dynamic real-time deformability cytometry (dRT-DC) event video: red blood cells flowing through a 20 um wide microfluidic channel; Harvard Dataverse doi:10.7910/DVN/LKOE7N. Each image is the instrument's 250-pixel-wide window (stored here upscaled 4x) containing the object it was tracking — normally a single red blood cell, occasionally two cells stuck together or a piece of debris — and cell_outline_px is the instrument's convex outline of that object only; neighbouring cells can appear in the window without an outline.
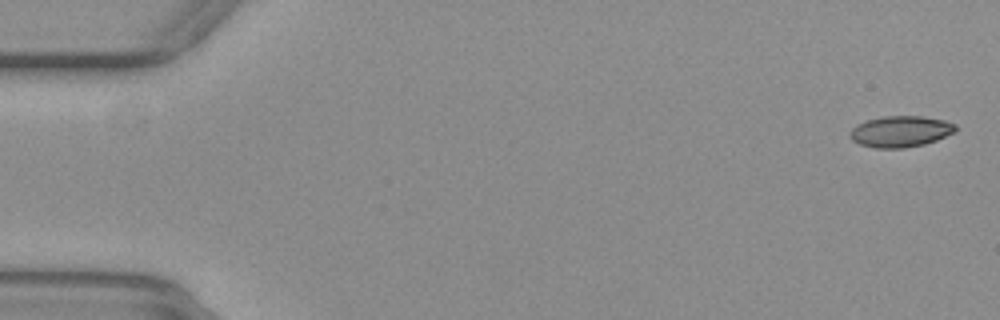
{"species": "common noctule bat (a hibernating species)", "species_latin": "Nyctalus noctula", "temperature_condition": "warm", "stored_images_in_passage": 51, "camera_frame_rate_fps": 3000, "um_per_image_px": 0.085, "animal": {"sex": "female", "body_mass_g": 29.2, "forearm_length_mm": 56.3}, "frame": {"image": 1, "passage_image": 2, "time_ms": 0.333, "image_size_px": [1000, 320], "cell_outline_px": [[956, 132], [936, 140], [924, 144], [904, 148], [876, 148], [860, 144], [852, 140], [848, 132], [852, 128], [868, 120], [884, 116], [924, 116], [944, 120], [956, 124]], "centroid_in_image_um": [76.57, 11.17], "position_along_channel_um": 8.4, "area_um2": 19.13}}
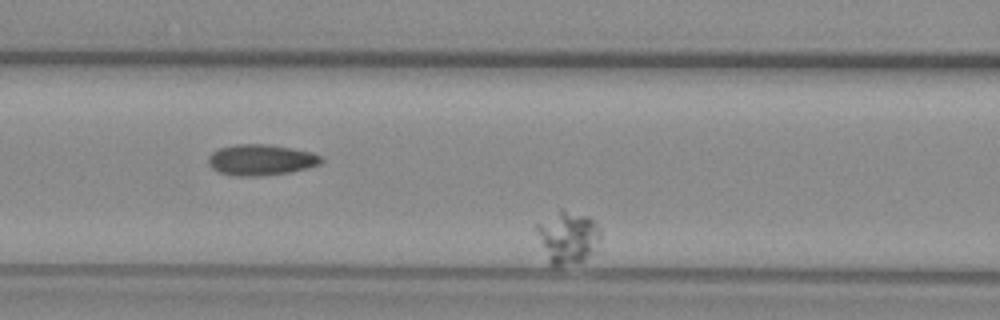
{"frame": {"image": 2, "passage_image": 24, "time_ms": 7.667, "image_size_px": [1000, 320], "cell_outline_px": [[600, 252], [584, 260], [560, 264], [552, 264], [548, 260], [536, 228], [536, 224], [560, 208], [588, 216], [596, 220], [600, 228]], "centroid_in_image_um": [48.36, 20.12], "position_along_channel_um": 118.2, "area_um2": 19.59}}
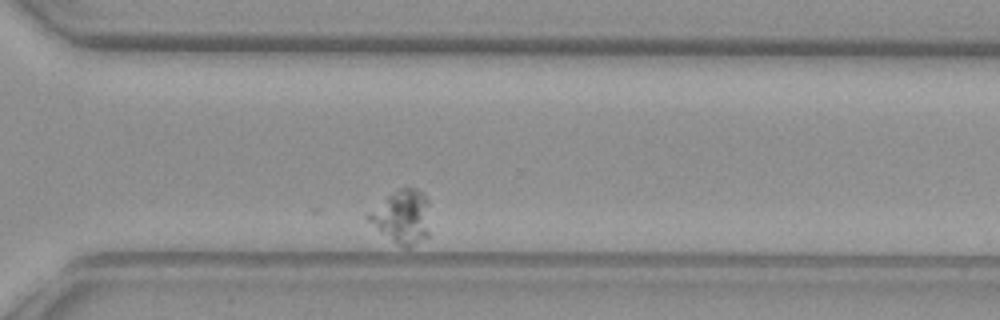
{"frame": {"image": 3, "passage_image": 47, "time_ms": 15.333, "image_size_px": [1000, 320], "cell_outline_px": [[428, 236], [408, 248], [404, 248], [396, 244], [380, 232], [364, 216], [368, 212], [392, 192], [400, 188], [416, 188], [424, 192], [428, 200]], "centroid_in_image_um": [34.18, 18.42], "position_along_channel_um": 336.4, "area_um2": 19.19}}